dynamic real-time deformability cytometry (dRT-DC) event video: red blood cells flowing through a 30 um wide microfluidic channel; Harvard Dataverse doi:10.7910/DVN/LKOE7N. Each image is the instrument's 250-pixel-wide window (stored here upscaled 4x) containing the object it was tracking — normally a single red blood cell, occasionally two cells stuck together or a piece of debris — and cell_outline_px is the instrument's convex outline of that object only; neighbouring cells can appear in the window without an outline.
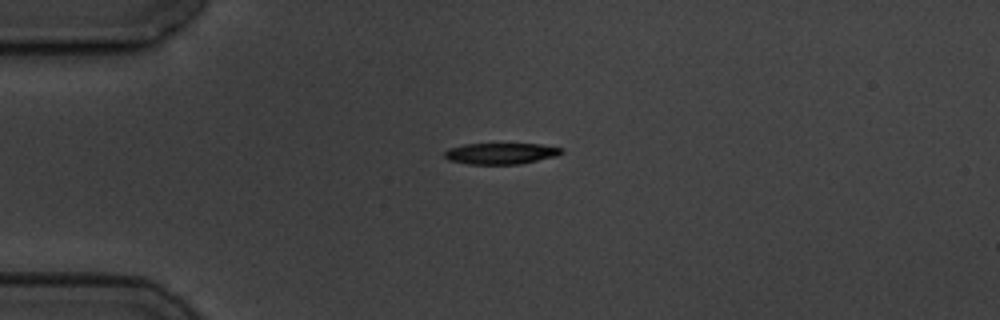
{"species": "common noctule bat (a hibernating species)", "species_latin": "Nyctalus noctula", "temperature_condition": "cold", "stored_images_in_passage": 3, "camera_frame_rate_fps": 3000, "um_per_image_px": 0.085, "animal": {"sex": "male", "body_mass_g": 19.5, "forearm_length_mm": 54.6}, "frame": {"image": 1, "passage_image": 1, "time_ms": 0.0, "image_size_px": [1000, 320], "cell_outline_px": [[564, 152], [556, 156], [520, 164], [468, 164], [448, 160], [444, 156], [444, 152], [448, 148], [464, 144], [540, 144], [564, 148]], "centroid_in_image_um": [42.57, 13.04], "position_along_channel_um": 42.4, "area_um2": 14.51}}
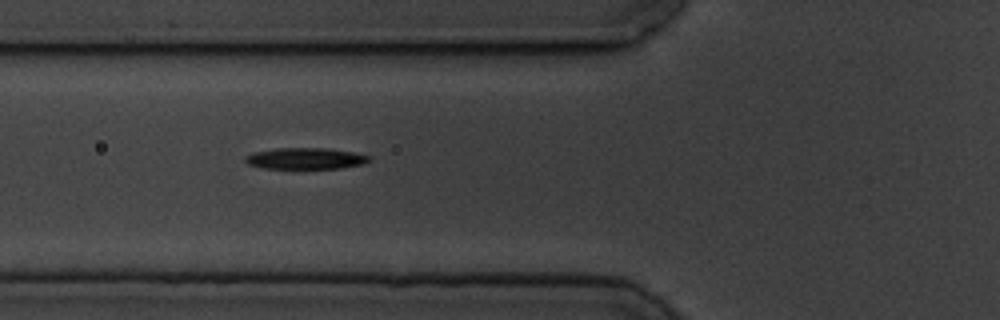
{"frame": {"image": 2, "passage_image": 3, "time_ms": 2.333, "image_size_px": [1000, 320], "cell_outline_px": [[372, 156], [364, 164], [340, 168], [264, 168], [248, 164], [244, 160], [244, 156], [252, 152], [276, 148], [328, 148], [352, 152]], "centroid_in_image_um": [25.94, 13.46], "position_along_channel_um": 99.9, "area_um2": 15.37}}